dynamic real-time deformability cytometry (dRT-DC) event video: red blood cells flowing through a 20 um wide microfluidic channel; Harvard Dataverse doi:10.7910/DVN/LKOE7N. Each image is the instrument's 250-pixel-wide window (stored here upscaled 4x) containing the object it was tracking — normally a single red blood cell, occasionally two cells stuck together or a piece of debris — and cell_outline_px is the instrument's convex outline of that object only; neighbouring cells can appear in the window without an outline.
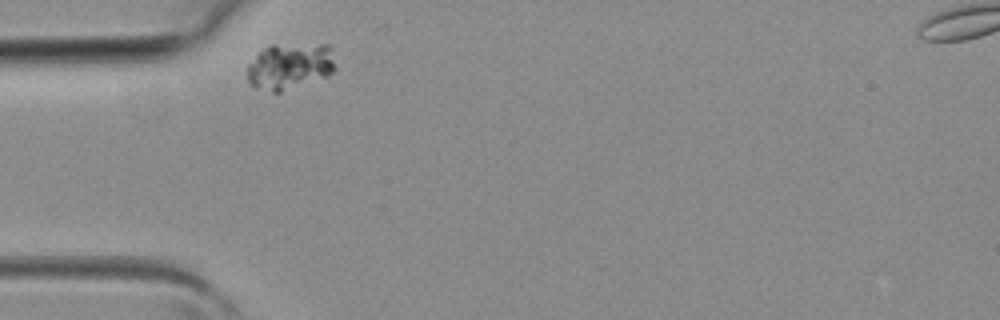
{"species": "common noctule bat (a hibernating species)", "species_latin": "Nyctalus noctula", "temperature_condition": "room temperature", "stored_images_in_passage": 1, "camera_frame_rate_fps": 3000, "um_per_image_px": 0.085, "animal": {"sex": "female", "body_mass_g": 19.3, "forearm_length_mm": 54.1}, "frame": {"image": 1, "passage_image": 1, "time_ms": 0.0, "image_size_px": [1000, 320], "cell_outline_px": [[336, 68], [328, 76], [280, 92], [272, 92], [256, 88], [248, 80], [248, 64], [268, 44], [328, 44]], "centroid_in_image_um": [24.64, 5.62], "position_along_channel_um": 60.4, "area_um2": 23.76}}